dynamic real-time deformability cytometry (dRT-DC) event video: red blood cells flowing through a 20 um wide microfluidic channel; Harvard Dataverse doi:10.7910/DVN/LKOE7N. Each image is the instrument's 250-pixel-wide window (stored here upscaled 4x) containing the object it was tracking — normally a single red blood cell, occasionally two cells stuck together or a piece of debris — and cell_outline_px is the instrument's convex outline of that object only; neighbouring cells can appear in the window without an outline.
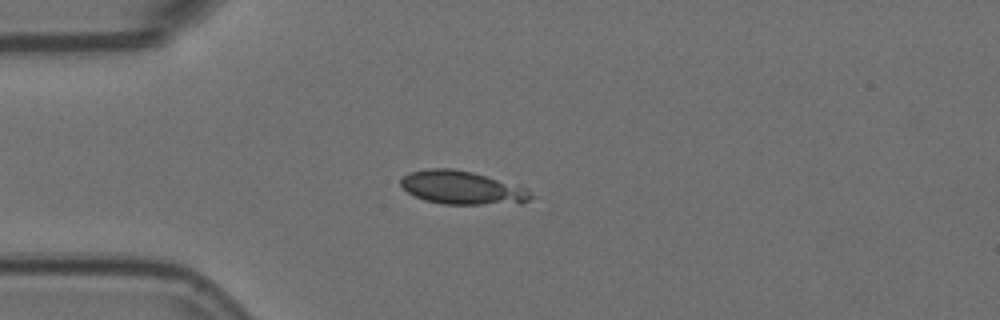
{"species": "Egyptian fruit bat (a non-hibernating species)", "species_latin": "Rousettus aegyptiacus", "temperature_condition": "room temperature", "stored_images_in_passage": 17, "camera_frame_rate_fps": 3000, "um_per_image_px": 0.085, "animal": {"sex": "female"}, "frame": {"image": 1, "passage_image": 15, "time_ms": 4.667, "image_size_px": [1000, 320], "cell_outline_px": [[532, 196], [528, 200], [520, 204], [444, 204], [424, 200], [408, 192], [400, 184], [400, 180], [408, 172], [432, 168], [452, 168], [472, 172], [524, 184]], "centroid_in_image_um": [39.36, 15.95], "position_along_channel_um": 45.6, "area_um2": 25.78}}